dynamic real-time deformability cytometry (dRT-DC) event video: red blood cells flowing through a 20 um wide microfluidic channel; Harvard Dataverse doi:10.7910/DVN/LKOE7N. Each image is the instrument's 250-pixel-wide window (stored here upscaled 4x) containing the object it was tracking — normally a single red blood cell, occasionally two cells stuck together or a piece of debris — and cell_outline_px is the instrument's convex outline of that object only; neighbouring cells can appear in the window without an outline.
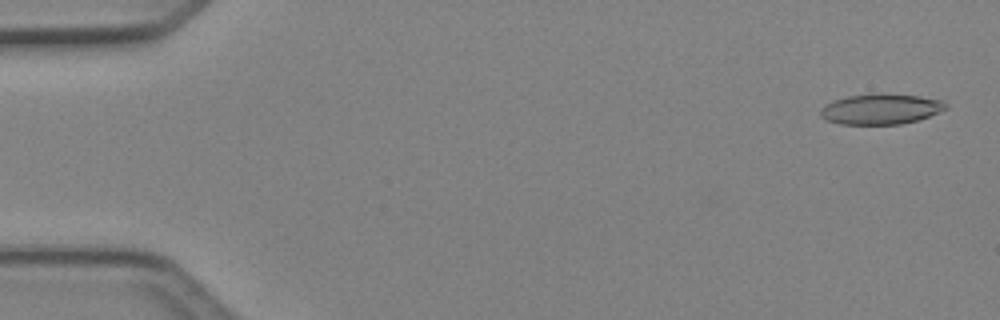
{"species": "Egyptian fruit bat (a non-hibernating species)", "species_latin": "Rousettus aegyptiacus", "temperature_condition": "cold", "stored_images_in_passage": 6, "camera_frame_rate_fps": 3000, "um_per_image_px": 0.085, "animal": {"sex": "female"}, "frame": {"image": 1, "passage_image": 1, "time_ms": 0.0, "image_size_px": [1000, 320], "cell_outline_px": [[948, 108], [928, 116], [916, 120], [900, 124], [840, 124], [828, 120], [820, 116], [820, 112], [828, 104], [836, 100], [848, 96], [920, 96], [940, 100], [948, 104]], "centroid_in_image_um": [74.9, 9.31], "position_along_channel_um": 10.1, "area_um2": 21.04}}
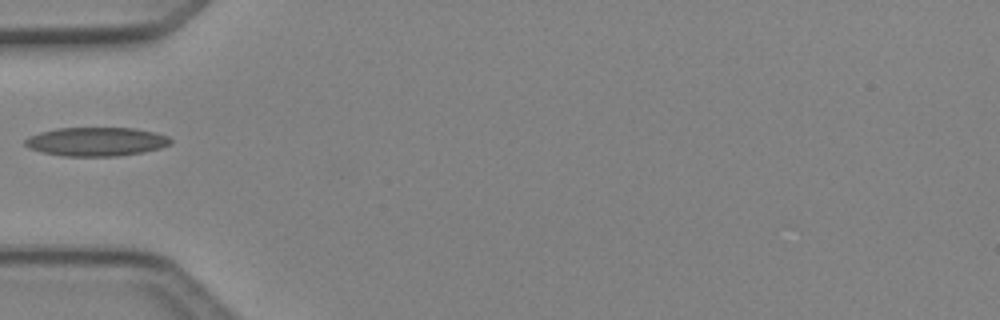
{"frame": {"image": 2, "passage_image": 5, "time_ms": 1.333, "image_size_px": [1000, 320], "cell_outline_px": [[172, 144], [160, 148], [144, 152], [116, 156], [64, 156], [44, 152], [32, 148], [24, 144], [24, 140], [28, 136], [40, 132], [56, 128], [136, 128], [156, 132], [168, 136], [172, 140]], "centroid_in_image_um": [8.23, 12.03], "position_along_channel_um": 76.8, "area_um2": 24.45}}
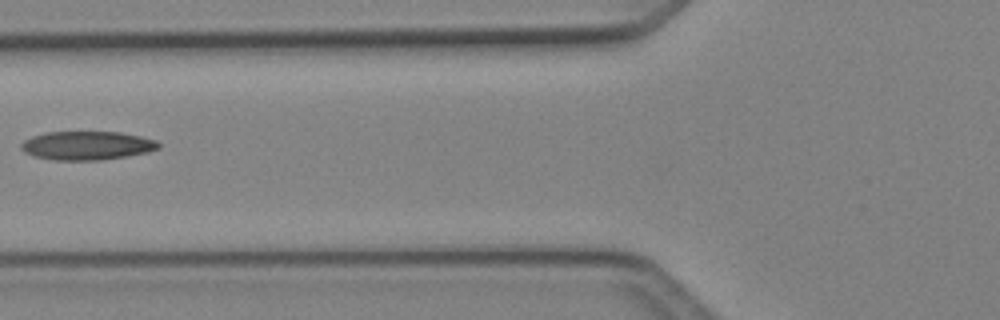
{"frame": {"image": 3, "passage_image": 6, "time_ms": 1.667, "image_size_px": [1000, 320], "cell_outline_px": [[160, 148], [148, 152], [128, 156], [100, 160], [52, 160], [32, 156], [24, 152], [20, 148], [20, 144], [24, 140], [32, 136], [44, 132], [120, 132], [140, 136], [156, 140], [160, 144]], "centroid_in_image_um": [7.37, 12.37], "position_along_channel_um": 118.4, "area_um2": 23.18}}